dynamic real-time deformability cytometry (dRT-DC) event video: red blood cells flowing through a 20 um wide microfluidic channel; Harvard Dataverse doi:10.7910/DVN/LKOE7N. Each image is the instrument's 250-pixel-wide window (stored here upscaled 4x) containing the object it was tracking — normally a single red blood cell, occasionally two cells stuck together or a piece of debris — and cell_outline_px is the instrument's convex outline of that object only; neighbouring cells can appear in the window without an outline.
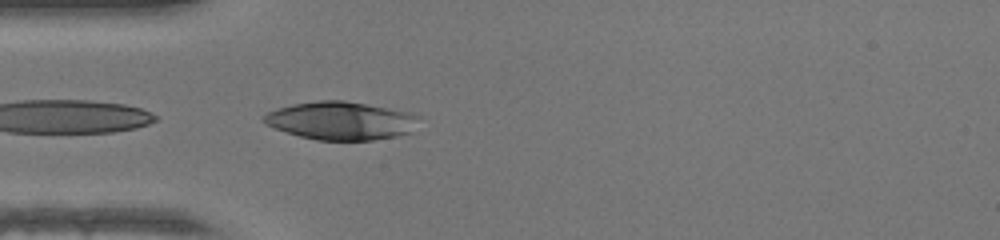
{"species": "human", "species_latin": "Homo sapiens", "temperature_condition": "warm", "stored_images_in_passage": 21, "camera_frame_rate_fps": 3000, "um_per_image_px": 0.085, "donor": {"sex": "female"}, "frame": {"image": 1, "passage_image": 1, "time_ms": 0.0, "image_size_px": [1000, 240], "cell_outline_px": [[420, 116], [408, 132], [396, 136], [372, 140], [316, 140], [300, 136], [276, 128], [268, 124], [264, 120], [264, 116], [268, 112], [276, 108], [292, 104], [320, 100], [344, 100], [388, 108], [408, 112]], "centroid_in_image_um": [28.95, 10.25], "position_along_channel_um": 56.0, "area_um2": 33.87}}
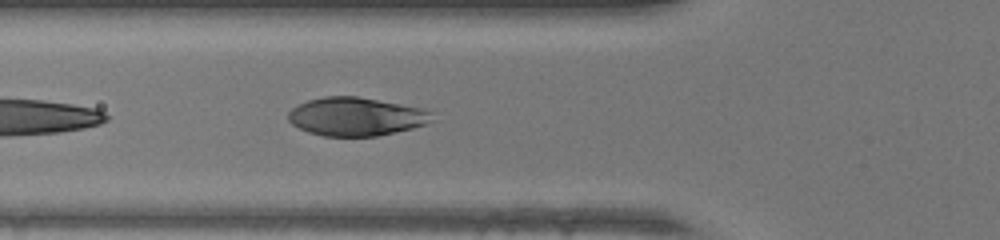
{"frame": {"image": 2, "passage_image": 4, "time_ms": 1.0, "image_size_px": [1000, 240], "cell_outline_px": [[432, 120], [424, 124], [412, 128], [376, 136], [324, 136], [308, 132], [292, 124], [288, 120], [288, 112], [292, 108], [308, 100], [324, 96], [356, 96], [420, 108], [432, 112]], "centroid_in_image_um": [30.22, 9.91], "position_along_channel_um": 95.6, "area_um2": 31.79}}